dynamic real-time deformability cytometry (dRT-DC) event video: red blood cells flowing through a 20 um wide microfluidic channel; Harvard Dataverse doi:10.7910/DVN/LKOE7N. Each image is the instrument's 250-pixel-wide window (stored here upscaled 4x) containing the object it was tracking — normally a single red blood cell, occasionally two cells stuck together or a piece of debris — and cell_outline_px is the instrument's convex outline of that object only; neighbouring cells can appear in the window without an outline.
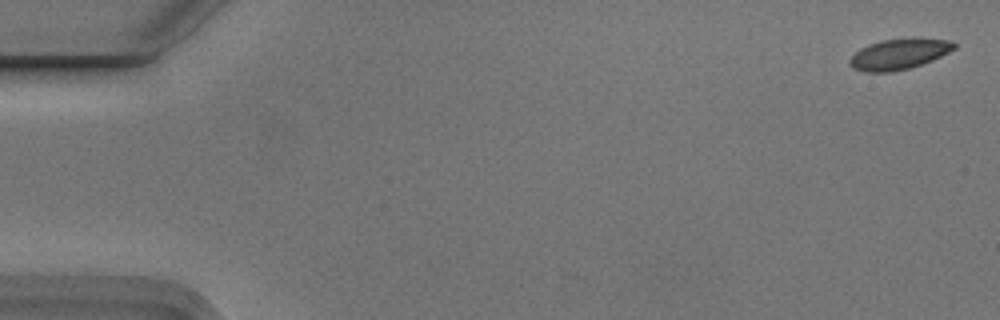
{"species": "Egyptian fruit bat (a non-hibernating species)", "species_latin": "Rousettus aegyptiacus", "temperature_condition": "cold", "stored_images_in_passage": 6, "camera_frame_rate_fps": 3000, "um_per_image_px": 0.085, "animal": {"sex": "male"}, "frame": {"image": 1, "passage_image": 1, "time_ms": 0.0, "image_size_px": [1000, 320], "cell_outline_px": [[956, 48], [932, 60], [908, 68], [892, 72], [864, 72], [852, 68], [848, 64], [848, 60], [860, 48], [868, 44], [880, 40], [912, 36], [952, 40], [956, 44]], "centroid_in_image_um": [76.41, 4.56], "position_along_channel_um": 8.6, "area_um2": 19.13}}
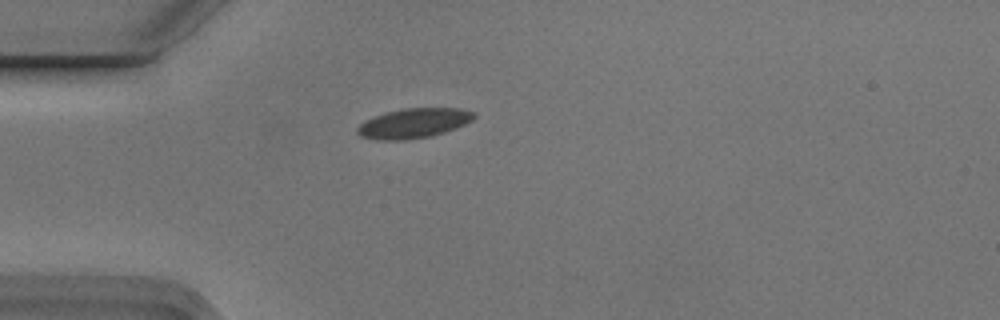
{"frame": {"image": 2, "passage_image": 5, "time_ms": 1.333, "image_size_px": [1000, 320], "cell_outline_px": [[476, 116], [472, 120], [456, 128], [432, 136], [404, 140], [376, 140], [360, 136], [356, 132], [356, 128], [364, 120], [388, 112], [404, 108], [460, 108], [476, 112]], "centroid_in_image_um": [35.17, 10.48], "position_along_channel_um": 49.8, "area_um2": 20.29}}